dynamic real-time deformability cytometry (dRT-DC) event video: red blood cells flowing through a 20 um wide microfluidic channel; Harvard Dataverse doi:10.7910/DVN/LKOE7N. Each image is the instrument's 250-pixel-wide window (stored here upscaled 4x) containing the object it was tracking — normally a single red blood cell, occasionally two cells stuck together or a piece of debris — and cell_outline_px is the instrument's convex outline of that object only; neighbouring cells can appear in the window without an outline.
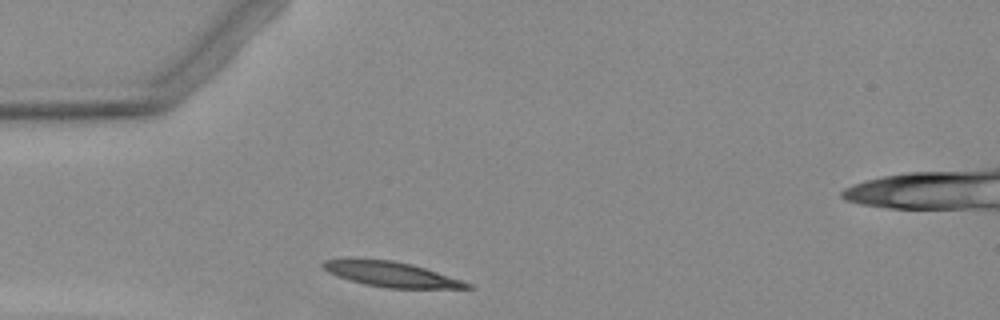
{"species": "Egyptian fruit bat (a non-hibernating species)", "species_latin": "Rousettus aegyptiacus", "temperature_condition": "warm", "stored_images_in_passage": 1, "camera_frame_rate_fps": 3000, "um_per_image_px": 0.085, "animal": {"sex": "female"}, "frame": {"image": 1, "passage_image": 1, "time_ms": 0.0, "image_size_px": [1000, 320], "cell_outline_px": [[472, 288], [384, 288], [364, 284], [348, 280], [336, 276], [328, 272], [320, 264], [324, 260], [392, 260], [412, 264], [464, 280], [472, 284]], "centroid_in_image_um": [33.3, 23.34], "position_along_channel_um": 51.7, "area_um2": 20.81}}